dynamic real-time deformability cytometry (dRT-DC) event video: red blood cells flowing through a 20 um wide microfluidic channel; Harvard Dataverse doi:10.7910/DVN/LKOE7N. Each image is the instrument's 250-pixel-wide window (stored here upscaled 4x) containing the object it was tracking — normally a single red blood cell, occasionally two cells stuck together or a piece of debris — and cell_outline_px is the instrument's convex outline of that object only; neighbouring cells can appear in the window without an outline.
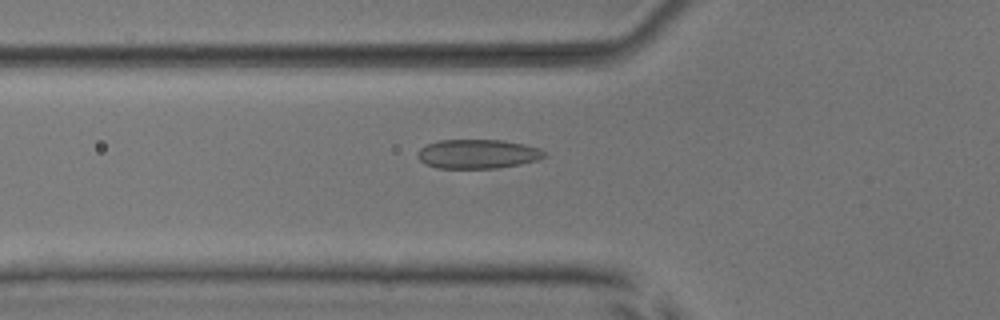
{"species": "common noctule bat (a hibernating species)", "species_latin": "Nyctalus noctula", "temperature_condition": "room temperature", "stored_images_in_passage": 48, "camera_frame_rate_fps": 3000, "um_per_image_px": 0.085, "animal": {"sex": "male", "body_mass_g": 17.9, "forearm_length_mm": 54.2}, "frame": {"image": 1, "passage_image": 14, "time_ms": 4.333, "image_size_px": [1000, 320], "cell_outline_px": [[548, 156], [536, 160], [520, 164], [496, 168], [436, 168], [424, 164], [416, 156], [416, 152], [420, 148], [428, 144], [440, 140], [504, 140], [524, 144], [540, 148]], "centroid_in_image_um": [40.58, 13.09], "position_along_channel_um": 85.2, "area_um2": 21.68}}
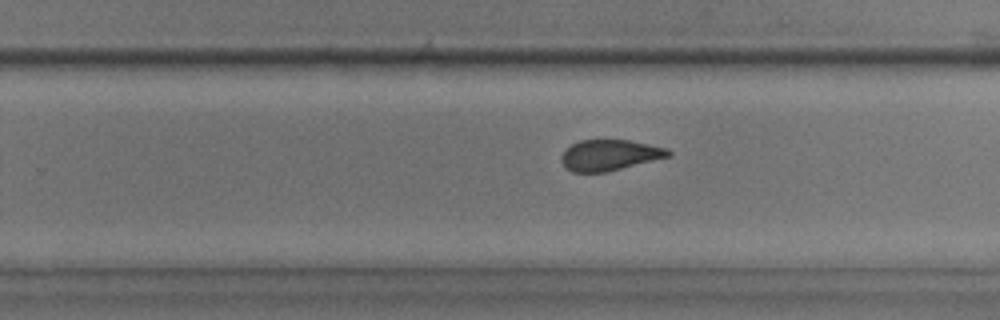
{"frame": {"image": 2, "passage_image": 29, "time_ms": 9.333, "image_size_px": [1000, 320], "cell_outline_px": [[672, 156], [604, 172], [572, 172], [564, 168], [560, 160], [560, 156], [572, 144], [580, 140], [628, 140], [668, 148], [672, 152]], "centroid_in_image_um": [51.81, 13.18], "position_along_channel_um": 278.0, "area_um2": 19.19}}
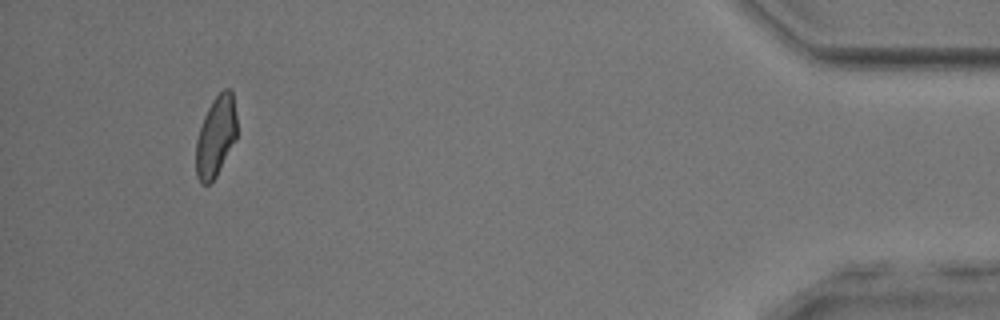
{"frame": {"image": 3, "passage_image": 45, "time_ms": 14.667, "image_size_px": [1000, 320], "cell_outline_px": [[236, 140], [216, 176], [208, 184], [200, 184], [196, 176], [196, 140], [204, 116], [212, 100], [224, 88], [228, 88], [232, 92], [236, 116]], "centroid_in_image_um": [18.34, 11.61], "position_along_channel_um": 416.9, "area_um2": 19.13}, "authors_computed_cell_mechanics": {"area_um2": 20.3745, "velocity_mm_per_s": 3.8619, "shape_relaxation_time_tau1_ms": null, "shape_relaxation_time_tau2_ms": 1.2589, "deformation_change_tau1": null, "deformation_change_tau2": 0.0764}}